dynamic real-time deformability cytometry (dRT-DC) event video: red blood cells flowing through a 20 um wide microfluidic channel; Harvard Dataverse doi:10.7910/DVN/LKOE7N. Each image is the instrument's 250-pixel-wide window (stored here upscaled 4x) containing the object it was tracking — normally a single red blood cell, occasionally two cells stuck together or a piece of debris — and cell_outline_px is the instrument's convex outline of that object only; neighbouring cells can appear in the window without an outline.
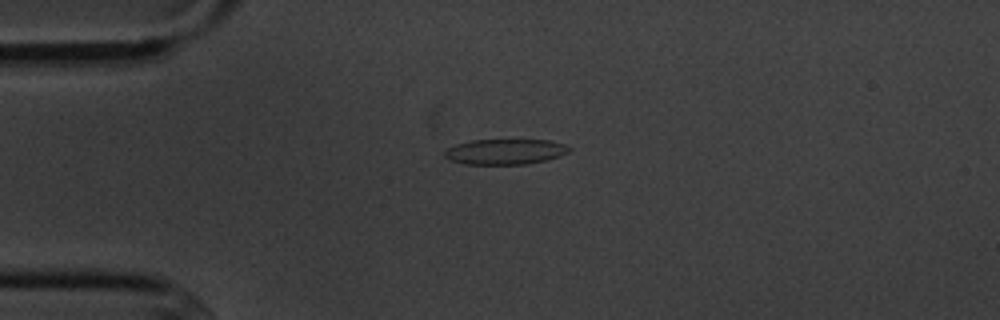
{"species": "common noctule bat (a hibernating species)", "species_latin": "Nyctalus noctula", "temperature_condition": "cold", "stored_images_in_passage": 4, "camera_frame_rate_fps": 3000, "um_per_image_px": 0.085, "animal": {"sex": "male", "body_mass_g": 20.1, "forearm_length_mm": 53.5}, "frame": {"image": 1, "passage_image": 4, "time_ms": 3.333, "image_size_px": [1000, 320], "cell_outline_px": [[572, 148], [568, 152], [560, 156], [548, 160], [528, 164], [464, 164], [448, 160], [444, 156], [444, 148], [456, 144], [472, 140], [548, 140], [564, 144]], "centroid_in_image_um": [42.91, 12.9], "position_along_channel_um": 42.1, "area_um2": 18.67}}